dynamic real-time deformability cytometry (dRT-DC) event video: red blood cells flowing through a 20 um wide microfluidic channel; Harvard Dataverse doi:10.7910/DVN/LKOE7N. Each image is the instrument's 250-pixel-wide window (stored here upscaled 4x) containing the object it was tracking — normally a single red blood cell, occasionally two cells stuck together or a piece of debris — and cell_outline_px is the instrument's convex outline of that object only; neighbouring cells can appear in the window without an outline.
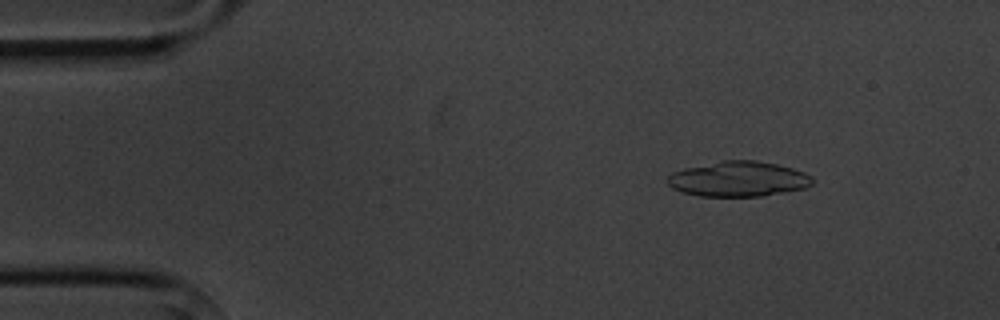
{"species": "common noctule bat (a hibernating species)", "species_latin": "Nyctalus noctula", "temperature_condition": "cold", "stored_images_in_passage": 5, "camera_frame_rate_fps": 3000, "um_per_image_px": 0.085, "animal": {"sex": "male", "body_mass_g": 20.1, "forearm_length_mm": 53.5}, "frame": {"image": 1, "passage_image": 2, "time_ms": 1.0, "image_size_px": [1000, 320], "cell_outline_px": [[812, 184], [804, 188], [764, 196], [700, 196], [684, 192], [672, 188], [668, 184], [668, 176], [672, 172], [684, 168], [724, 160], [756, 160], [776, 164], [792, 168], [804, 172], [812, 176]], "centroid_in_image_um": [62.76, 15.21], "position_along_channel_um": 22.2, "area_um2": 29.59}}